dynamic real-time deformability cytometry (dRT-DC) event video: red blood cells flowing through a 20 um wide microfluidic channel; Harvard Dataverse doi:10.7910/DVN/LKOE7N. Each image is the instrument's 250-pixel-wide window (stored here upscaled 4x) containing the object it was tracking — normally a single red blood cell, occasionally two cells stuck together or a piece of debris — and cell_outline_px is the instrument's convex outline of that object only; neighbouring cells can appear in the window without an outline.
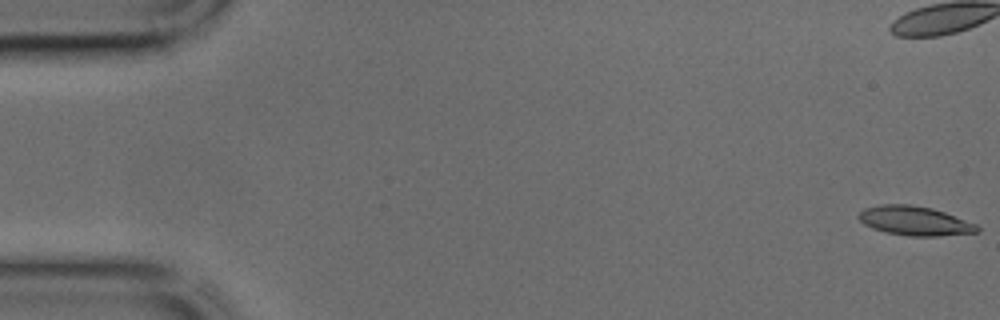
{"species": "common noctule bat (a hibernating species)", "species_latin": "Nyctalus noctula", "temperature_condition": "cold", "stored_images_in_passage": 43, "camera_frame_rate_fps": 3000, "um_per_image_px": 0.085, "animal": {"sex": "male", "body_mass_g": 17.9, "forearm_length_mm": 54.2}, "frame": {"image": 1, "passage_image": 1, "time_ms": 0.0, "image_size_px": [1000, 320], "cell_outline_px": [[980, 232], [940, 236], [908, 236], [888, 232], [872, 228], [864, 224], [856, 216], [864, 208], [880, 204], [908, 204], [932, 208], [944, 212], [976, 224], [980, 228]], "centroid_in_image_um": [77.75, 18.77], "position_along_channel_um": 7.3, "area_um2": 20.17}}